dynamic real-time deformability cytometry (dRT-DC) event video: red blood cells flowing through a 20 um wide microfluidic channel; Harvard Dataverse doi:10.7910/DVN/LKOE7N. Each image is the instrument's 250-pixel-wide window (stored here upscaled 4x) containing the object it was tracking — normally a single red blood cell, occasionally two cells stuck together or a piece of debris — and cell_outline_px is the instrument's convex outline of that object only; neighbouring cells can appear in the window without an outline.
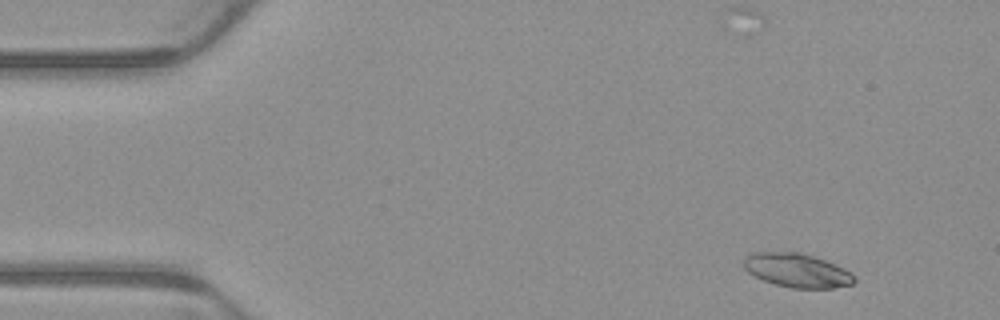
{"species": "common noctule bat (a hibernating species)", "species_latin": "Nyctalus noctula", "temperature_condition": "warm", "stored_images_in_passage": 4, "camera_frame_rate_fps": 3000, "um_per_image_px": 0.085, "animal": {"sex": "male", "body_mass_g": 23.1, "forearm_length_mm": 52.7}, "frame": {"image": 1, "passage_image": 1, "time_ms": 0.0, "image_size_px": [1000, 320], "cell_outline_px": [[856, 280], [852, 284], [832, 288], [792, 288], [776, 284], [764, 280], [748, 272], [744, 268], [744, 260], [752, 252], [800, 252], [824, 260], [844, 268], [852, 272], [856, 276]], "centroid_in_image_um": [67.78, 22.98], "position_along_channel_um": 17.2, "area_um2": 21.68}}
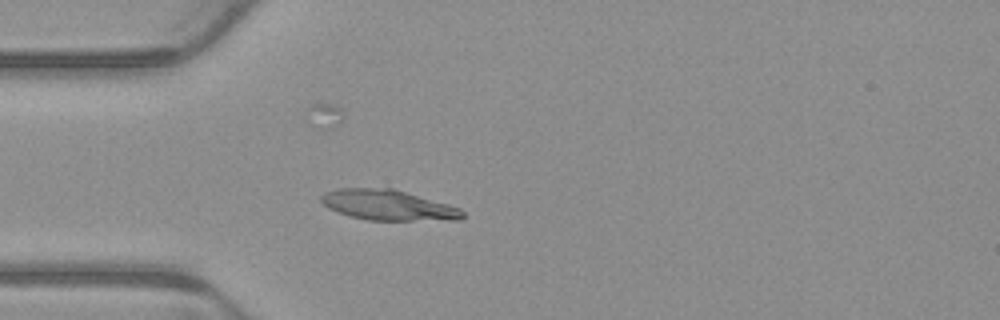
{"frame": {"image": 2, "passage_image": 4, "time_ms": 1.0, "image_size_px": [1000, 320], "cell_outline_px": [[464, 216], [460, 220], [368, 220], [336, 212], [328, 208], [320, 200], [320, 196], [324, 192], [340, 188], [392, 188], [448, 204], [460, 208], [464, 212]], "centroid_in_image_um": [32.98, 17.43], "position_along_channel_um": 52.0, "area_um2": 24.97}}